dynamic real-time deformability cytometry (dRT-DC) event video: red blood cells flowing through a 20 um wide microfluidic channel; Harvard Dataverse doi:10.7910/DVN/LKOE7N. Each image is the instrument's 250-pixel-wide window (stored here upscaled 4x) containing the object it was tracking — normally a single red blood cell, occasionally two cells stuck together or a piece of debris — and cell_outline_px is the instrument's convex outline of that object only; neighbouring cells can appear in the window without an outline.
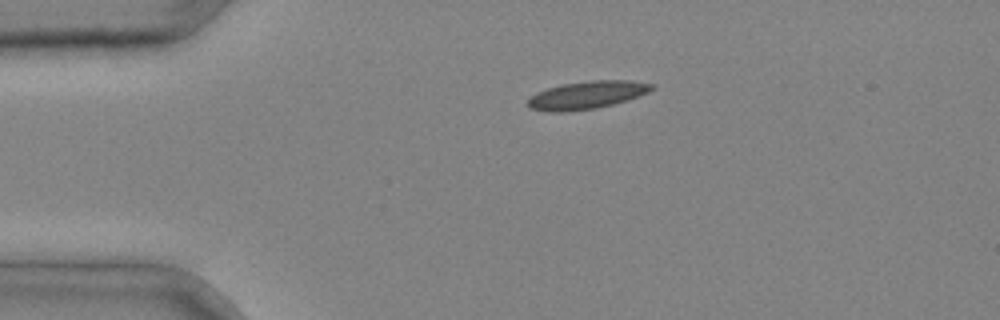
{"species": "common noctule bat (a hibernating species)", "species_latin": "Nyctalus noctula", "temperature_condition": "cold", "stored_images_in_passage": 3, "camera_frame_rate_fps": 3000, "um_per_image_px": 0.085, "animal": {"sex": "male", "body_mass_g": 20.4}, "frame": {"image": 1, "passage_image": 1, "time_ms": 0.0, "image_size_px": [1000, 320], "cell_outline_px": [[656, 88], [648, 92], [628, 100], [596, 108], [564, 112], [548, 112], [528, 108], [524, 104], [536, 92], [560, 84], [592, 80], [632, 80], [656, 84]], "centroid_in_image_um": [49.88, 8.07], "position_along_channel_um": 35.1, "area_um2": 20.4}}